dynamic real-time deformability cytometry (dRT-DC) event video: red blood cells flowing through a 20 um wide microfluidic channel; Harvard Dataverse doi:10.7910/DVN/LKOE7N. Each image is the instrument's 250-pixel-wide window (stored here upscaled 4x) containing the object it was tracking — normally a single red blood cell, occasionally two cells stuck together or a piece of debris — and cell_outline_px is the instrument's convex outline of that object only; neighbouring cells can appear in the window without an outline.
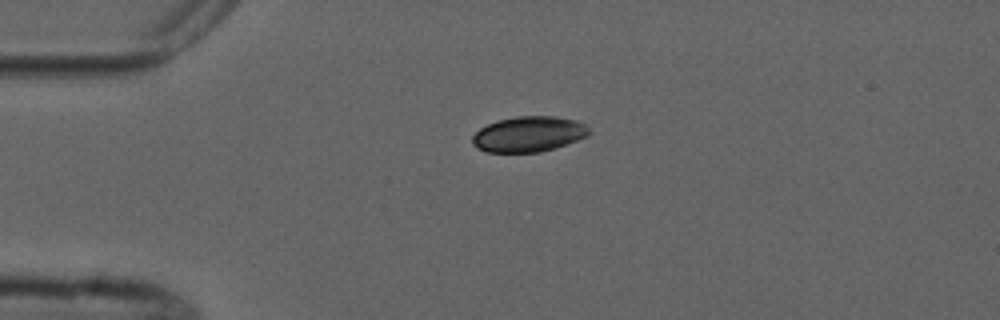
{"species": "common noctule bat (a hibernating species)", "species_latin": "Nyctalus noctula", "temperature_condition": "cold", "stored_images_in_passage": 2, "camera_frame_rate_fps": 3000, "um_per_image_px": 0.085, "animal": {"sex": "male", "forearm_length_mm": 52.5}, "frame": {"image": 1, "passage_image": 1, "time_ms": 0.0, "image_size_px": [1000, 320], "cell_outline_px": [[592, 132], [588, 136], [540, 152], [488, 152], [476, 148], [472, 144], [472, 136], [480, 128], [488, 124], [500, 120], [516, 116], [556, 116], [576, 120], [584, 124]], "centroid_in_image_um": [44.93, 11.39], "position_along_channel_um": 40.1, "area_um2": 23.99}}